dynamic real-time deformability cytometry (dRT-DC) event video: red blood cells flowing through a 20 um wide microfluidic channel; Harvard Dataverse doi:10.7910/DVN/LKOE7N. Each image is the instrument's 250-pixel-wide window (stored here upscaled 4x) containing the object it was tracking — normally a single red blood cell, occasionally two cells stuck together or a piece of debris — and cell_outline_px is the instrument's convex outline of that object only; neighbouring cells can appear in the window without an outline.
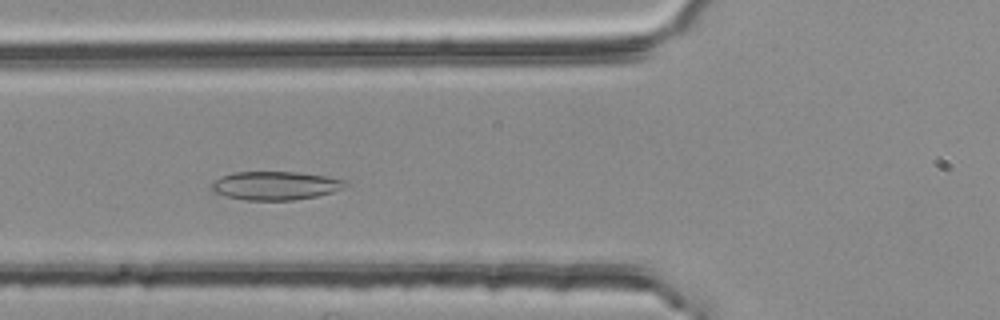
{"species": "common noctule bat (a hibernating species)", "species_latin": "Nyctalus noctula", "temperature_condition": "room temperature", "stored_images_in_passage": 36, "camera_frame_rate_fps": 3000, "um_per_image_px": 0.085, "animal": {"sex": "female", "body_mass_g": 25.1}, "frame": {"image": 1, "passage_image": 8, "time_ms": 2.333, "image_size_px": [1000, 320], "cell_outline_px": [[348, 184], [344, 188], [332, 192], [316, 196], [292, 200], [244, 200], [224, 196], [212, 192], [208, 188], [220, 176], [232, 172], [296, 172], [328, 176], [348, 180]], "centroid_in_image_um": [23.39, 15.77], "position_along_channel_um": 102.4, "area_um2": 22.54}}
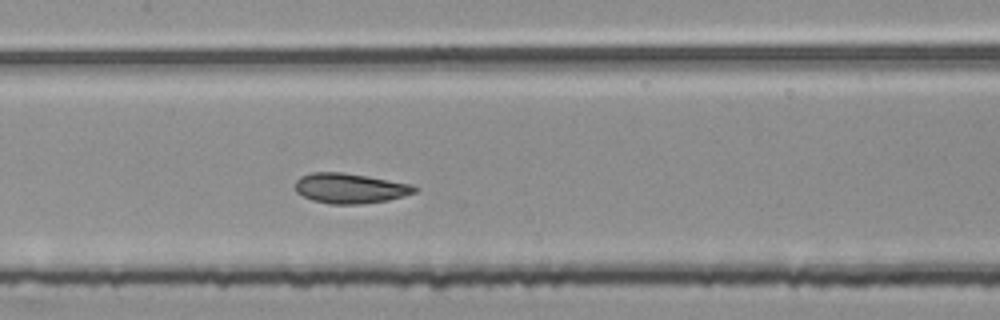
{"frame": {"image": 2, "passage_image": 14, "time_ms": 4.333, "image_size_px": [1000, 320], "cell_outline_px": [[420, 188], [416, 192], [404, 196], [388, 200], [360, 204], [328, 204], [312, 200], [296, 192], [296, 180], [300, 176], [312, 172], [344, 172], [412, 184]], "centroid_in_image_um": [29.77, 16.0], "position_along_channel_um": 177.6, "area_um2": 21.04}}
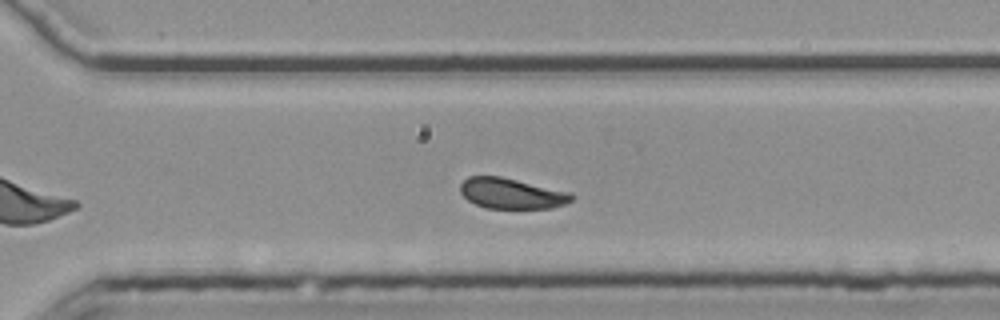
{"frame": {"image": 3, "passage_image": 26, "time_ms": 8.333, "image_size_px": [1000, 320], "cell_outline_px": [[576, 196], [572, 200], [564, 204], [552, 208], [488, 208], [476, 204], [468, 200], [460, 192], [460, 184], [468, 176], [500, 176], [572, 192]], "centroid_in_image_um": [43.51, 16.44], "position_along_channel_um": 327.1, "area_um2": 19.88}, "authors_computed_cell_mechanics": {"area_um2": 21.0681, "velocity_mm_per_s": 3.7577, "shape_relaxation_time_tau1_ms": 7.5874, "shape_relaxation_time_tau2_ms": 1.6366, "deformation_change_tau1": 0.1766, "deformation_change_tau2": 0.0543}}